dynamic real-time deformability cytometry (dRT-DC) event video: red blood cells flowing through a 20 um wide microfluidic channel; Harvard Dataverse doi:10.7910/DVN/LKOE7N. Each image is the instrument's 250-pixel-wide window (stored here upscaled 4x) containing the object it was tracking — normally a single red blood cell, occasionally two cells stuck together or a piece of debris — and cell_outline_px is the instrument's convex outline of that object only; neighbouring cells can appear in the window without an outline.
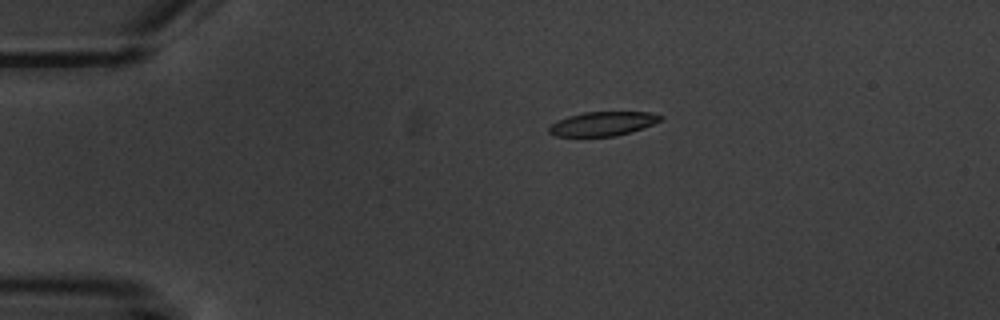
{"species": "common noctule bat (a hibernating species)", "species_latin": "Nyctalus noctula", "temperature_condition": "warm", "stored_images_in_passage": 10, "camera_frame_rate_fps": 3000, "um_per_image_px": 0.085, "animal": {"sex": "male", "body_mass_g": 20.1, "forearm_length_mm": 53.5}, "frame": {"image": 1, "passage_image": 4, "time_ms": 3.333, "image_size_px": [1000, 320], "cell_outline_px": [[664, 116], [660, 120], [652, 124], [616, 136], [556, 136], [548, 132], [548, 128], [552, 124], [568, 116], [584, 112], [648, 112]], "centroid_in_image_um": [51.21, 10.51], "position_along_channel_um": 33.8, "area_um2": 15.32}}
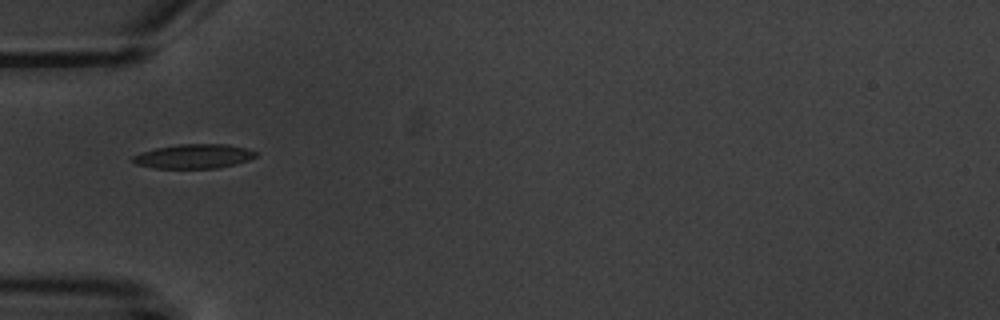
{"frame": {"image": 2, "passage_image": 5, "time_ms": 5.667, "image_size_px": [1000, 320], "cell_outline_px": [[256, 156], [248, 160], [216, 168], [152, 168], [136, 164], [132, 160], [132, 156], [156, 148], [180, 144], [228, 144], [244, 148], [256, 152]], "centroid_in_image_um": [16.45, 13.28], "position_along_channel_um": 68.6, "area_um2": 17.11}}
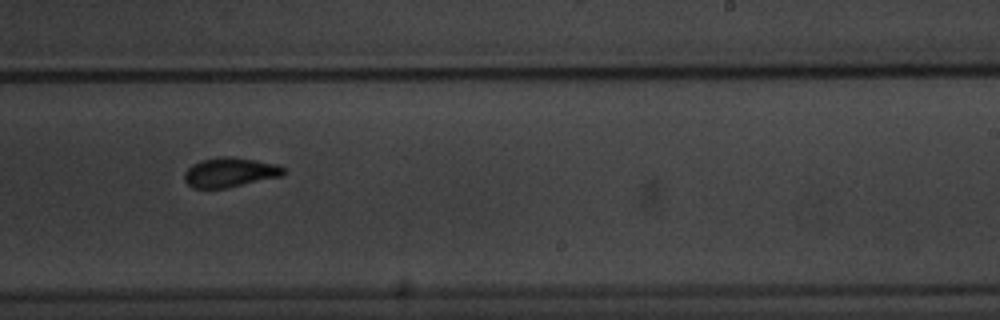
{"frame": {"image": 3, "passage_image": 10, "time_ms": 11.333, "image_size_px": [1000, 320], "cell_outline_px": [[284, 176], [224, 188], [192, 188], [184, 180], [184, 172], [192, 164], [200, 160], [220, 156], [228, 156], [256, 160], [276, 164], [284, 168]], "centroid_in_image_um": [19.52, 14.64], "position_along_channel_um": 269.5, "area_um2": 17.11}}